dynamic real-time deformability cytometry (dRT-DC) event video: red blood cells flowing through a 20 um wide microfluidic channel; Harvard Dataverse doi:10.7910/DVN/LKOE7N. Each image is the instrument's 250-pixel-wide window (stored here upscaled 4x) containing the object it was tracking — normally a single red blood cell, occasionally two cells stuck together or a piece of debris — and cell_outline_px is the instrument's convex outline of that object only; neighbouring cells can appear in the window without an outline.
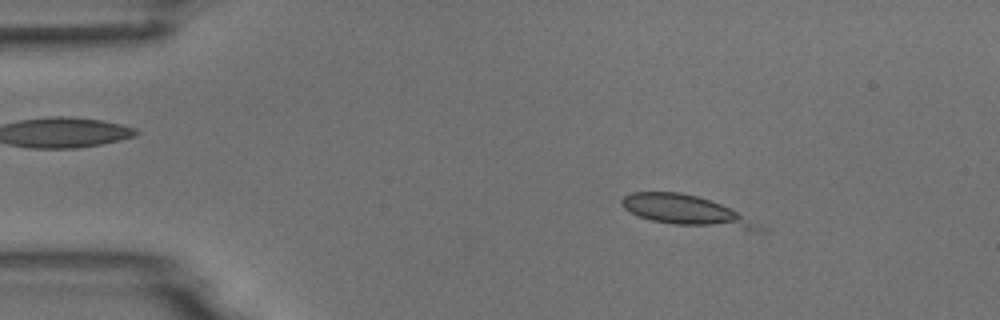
{"species": "common noctule bat (a hibernating species)", "species_latin": "Nyctalus noctula", "temperature_condition": "room temperature", "stored_images_in_passage": 8, "camera_frame_rate_fps": 3000, "um_per_image_px": 0.085, "animal": {"sex": "male", "body_mass_g": 18.8}, "frame": {"image": 1, "passage_image": 2, "time_ms": 1.0, "image_size_px": [1000, 320], "cell_outline_px": [[768, 232], [764, 232], [672, 224], [652, 220], [640, 216], [624, 208], [620, 204], [620, 200], [624, 196], [632, 192], [680, 192], [696, 196], [720, 204], [768, 228]], "centroid_in_image_um": [58.4, 17.94], "position_along_channel_um": 26.6, "area_um2": 24.16}}
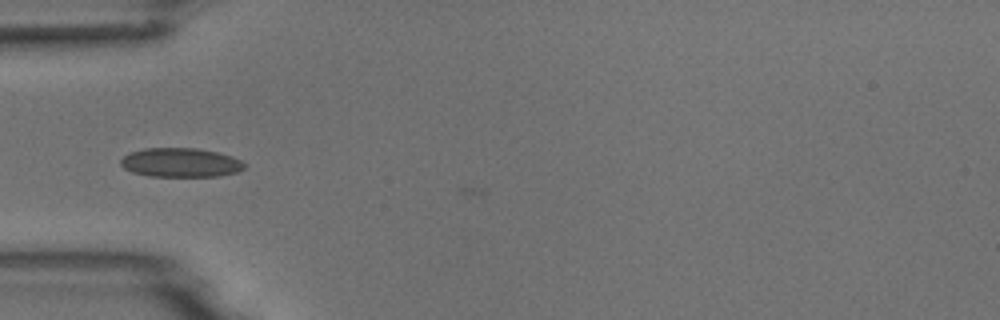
{"frame": {"image": 2, "passage_image": 4, "time_ms": 3.667, "image_size_px": [1000, 320], "cell_outline_px": [[248, 164], [244, 168], [236, 172], [220, 176], [148, 176], [132, 172], [124, 168], [120, 164], [120, 160], [128, 152], [144, 148], [196, 148], [216, 152], [232, 156]], "centroid_in_image_um": [15.34, 13.81], "position_along_channel_um": 69.7, "area_um2": 21.1}}
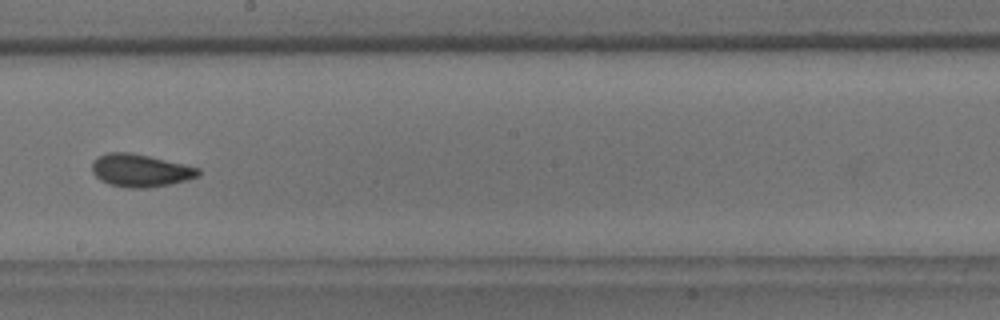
{"frame": {"image": 3, "passage_image": 8, "time_ms": 8.0, "image_size_px": [1000, 320], "cell_outline_px": [[200, 176], [168, 184], [148, 188], [128, 188], [108, 184], [100, 180], [92, 172], [92, 160], [108, 152], [132, 152], [184, 164], [200, 168]], "centroid_in_image_um": [11.91, 14.48], "position_along_channel_um": 236.3, "area_um2": 20.29}}